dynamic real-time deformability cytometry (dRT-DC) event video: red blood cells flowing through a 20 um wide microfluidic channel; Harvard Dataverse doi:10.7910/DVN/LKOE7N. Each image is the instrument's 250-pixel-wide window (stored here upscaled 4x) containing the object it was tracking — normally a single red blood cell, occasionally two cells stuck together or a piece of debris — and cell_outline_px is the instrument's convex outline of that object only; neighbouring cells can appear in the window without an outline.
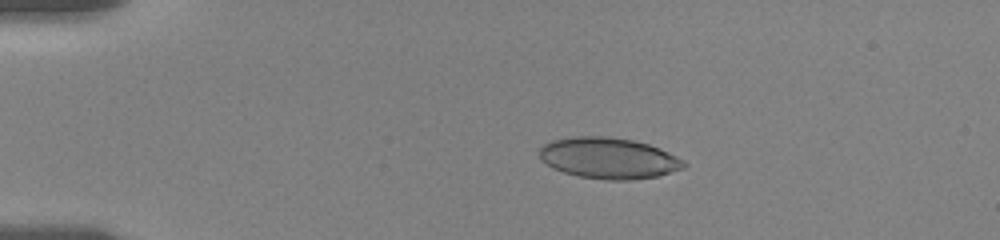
{"species": "human", "species_latin": "Homo sapiens", "temperature_condition": "room temperature", "stored_images_in_passage": 13, "camera_frame_rate_fps": 3000, "um_per_image_px": 0.085, "donor": {"sex": "female"}, "frame": {"image": 1, "passage_image": 1, "time_ms": 0.0, "image_size_px": [1000, 240], "cell_outline_px": [[688, 164], [684, 168], [656, 176], [628, 180], [604, 180], [580, 176], [564, 172], [552, 168], [540, 156], [540, 148], [544, 144], [552, 140], [576, 136], [608, 136], [632, 140], [648, 144], [660, 148], [684, 160]], "centroid_in_image_um": [51.76, 13.44], "position_along_channel_um": 33.2, "area_um2": 34.39}}
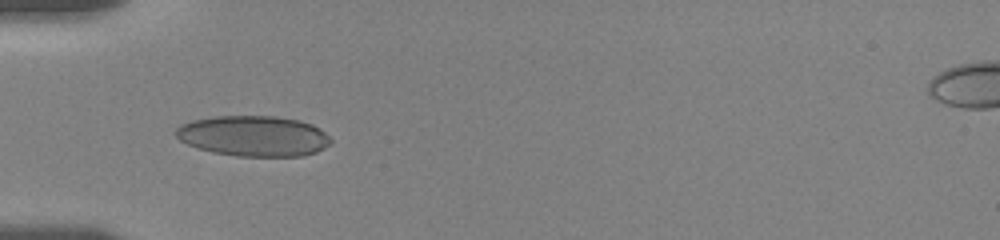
{"frame": {"image": 2, "passage_image": 8, "time_ms": 2.333, "image_size_px": [1000, 240], "cell_outline_px": [[332, 144], [316, 152], [300, 156], [236, 156], [212, 152], [188, 144], [180, 140], [172, 132], [180, 124], [192, 120], [212, 116], [276, 116], [300, 120], [312, 124], [320, 128], [332, 140]], "centroid_in_image_um": [21.55, 11.55], "position_along_channel_um": 63.5, "area_um2": 36.88}}
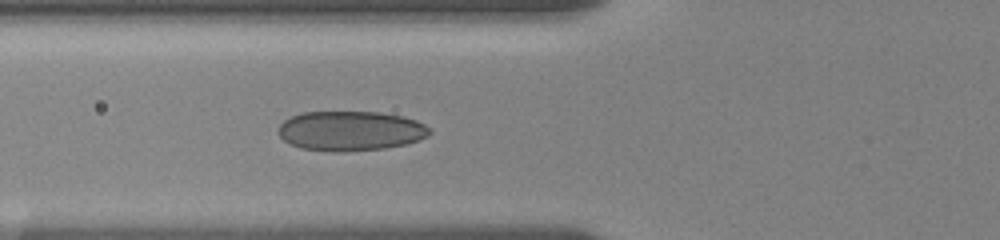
{"frame": {"image": 3, "passage_image": 11, "time_ms": 3.333, "image_size_px": [1000, 240], "cell_outline_px": [[432, 132], [428, 136], [420, 140], [404, 144], [384, 148], [336, 152], [300, 148], [284, 140], [280, 136], [280, 124], [284, 120], [300, 112], [380, 112], [404, 116], [416, 120], [424, 124]], "centroid_in_image_um": [29.82, 11.11], "position_along_channel_um": 96.0, "area_um2": 34.91}}